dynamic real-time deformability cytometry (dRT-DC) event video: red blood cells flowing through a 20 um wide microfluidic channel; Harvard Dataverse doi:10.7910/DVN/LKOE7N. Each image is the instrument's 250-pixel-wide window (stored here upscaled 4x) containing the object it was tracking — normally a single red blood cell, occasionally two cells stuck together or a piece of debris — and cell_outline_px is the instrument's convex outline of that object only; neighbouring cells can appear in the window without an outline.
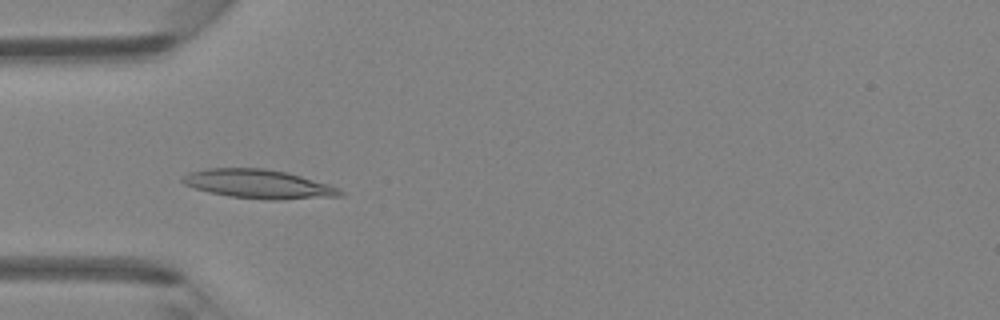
{"species": "Egyptian fruit bat (a non-hibernating species)", "species_latin": "Rousettus aegyptiacus", "temperature_condition": "room temperature", "stored_images_in_passage": 5, "camera_frame_rate_fps": 3000, "um_per_image_px": 0.085, "animal": {"sex": "female"}, "frame": {"image": 1, "passage_image": 4, "time_ms": 4.333, "image_size_px": [1000, 320], "cell_outline_px": [[344, 196], [272, 200], [228, 196], [208, 192], [184, 184], [180, 180], [188, 172], [208, 168], [264, 168], [288, 172], [328, 184], [340, 188], [344, 192]], "centroid_in_image_um": [22.0, 15.64], "position_along_channel_um": 63.0, "area_um2": 26.59}}
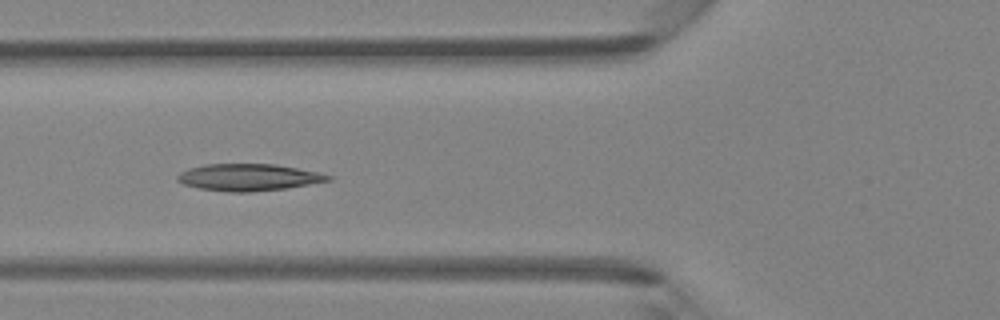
{"frame": {"image": 2, "passage_image": 5, "time_ms": 5.333, "image_size_px": [1000, 320], "cell_outline_px": [[332, 180], [288, 188], [252, 192], [228, 192], [200, 188], [184, 184], [176, 180], [176, 176], [180, 172], [188, 168], [204, 164], [276, 164], [320, 172], [332, 176]], "centroid_in_image_um": [21.14, 15.07], "position_along_channel_um": 104.7, "area_um2": 23.81}}